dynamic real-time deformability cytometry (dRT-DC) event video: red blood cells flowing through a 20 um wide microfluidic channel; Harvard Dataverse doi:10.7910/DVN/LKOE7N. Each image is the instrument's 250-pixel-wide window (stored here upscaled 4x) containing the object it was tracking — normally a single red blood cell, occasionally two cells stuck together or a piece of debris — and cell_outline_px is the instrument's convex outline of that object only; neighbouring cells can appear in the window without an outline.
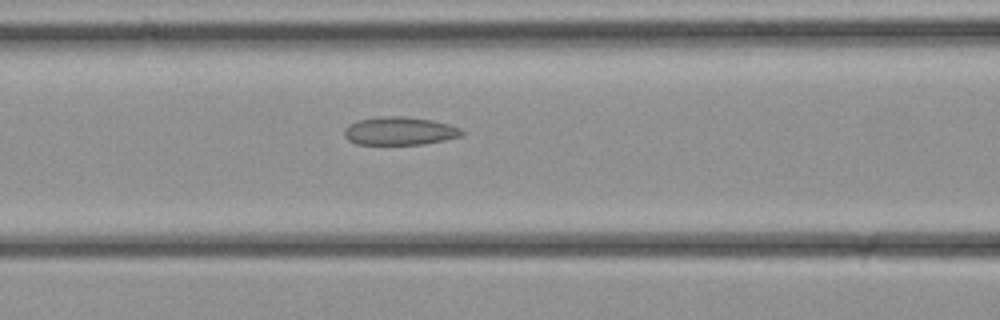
{"species": "common noctule bat (a hibernating species)", "species_latin": "Nyctalus noctula", "temperature_condition": "cold", "stored_images_in_passage": 31, "camera_frame_rate_fps": 3000, "um_per_image_px": 0.085, "animal": {"sex": "female", "body_mass_g": 21.9}, "frame": {"image": 1, "passage_image": 15, "time_ms": 4.667, "image_size_px": [1000, 320], "cell_outline_px": [[464, 136], [424, 144], [356, 144], [348, 140], [344, 136], [344, 128], [348, 124], [356, 120], [380, 116], [404, 116], [432, 120], [448, 124], [460, 128], [464, 132]], "centroid_in_image_um": [33.95, 11.13], "position_along_channel_um": 132.6, "area_um2": 19.48}}
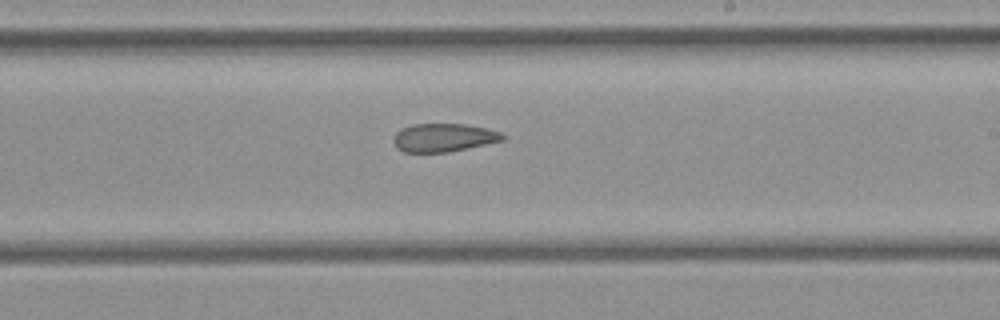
{"frame": {"image": 2, "passage_image": 21, "time_ms": 6.667, "image_size_px": [1000, 320], "cell_outline_px": [[508, 136], [504, 140], [448, 152], [404, 152], [396, 148], [392, 140], [396, 132], [400, 128], [412, 124], [464, 124], [484, 128], [500, 132]], "centroid_in_image_um": [37.67, 11.69], "position_along_channel_um": 251.3, "area_um2": 18.03}}
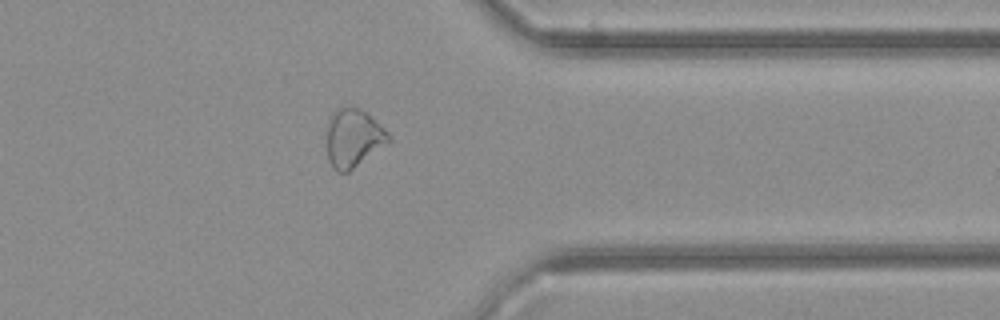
{"frame": {"image": 3, "passage_image": 28, "time_ms": 9.0, "image_size_px": [1000, 320], "cell_outline_px": [[392, 140], [348, 172], [336, 172], [332, 168], [328, 160], [328, 124], [336, 108], [360, 108], [384, 128], [388, 132]], "centroid_in_image_um": [30.04, 11.77], "position_along_channel_um": 381.4, "area_um2": 20.58}}